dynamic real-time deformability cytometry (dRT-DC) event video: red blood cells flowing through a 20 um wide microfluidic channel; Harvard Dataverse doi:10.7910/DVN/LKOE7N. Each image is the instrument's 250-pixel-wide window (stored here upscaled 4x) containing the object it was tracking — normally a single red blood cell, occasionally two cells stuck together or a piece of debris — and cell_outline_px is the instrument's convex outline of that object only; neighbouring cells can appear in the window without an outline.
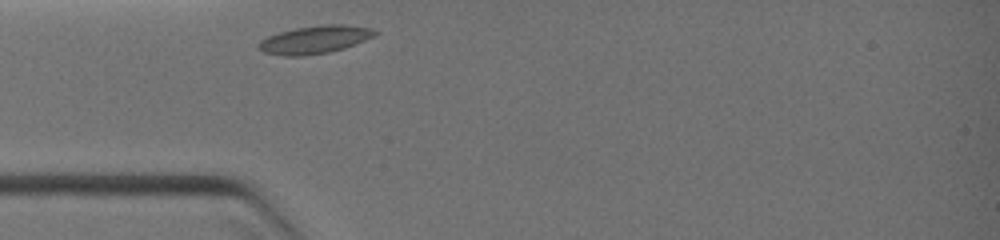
{"species": "common noctule bat (a hibernating species)", "species_latin": "Nyctalus noctula", "temperature_condition": "warm", "stored_images_in_passage": 3, "camera_frame_rate_fps": 3000, "um_per_image_px": 0.085, "animal": {"sex": "female", "body_mass_g": 19.0, "forearm_length_mm": 51.5}, "frame": {"image": 1, "passage_image": 1, "time_ms": 0.0, "image_size_px": [1000, 240], "cell_outline_px": [[380, 32], [376, 36], [344, 48], [328, 52], [304, 56], [284, 56], [264, 52], [256, 44], [260, 40], [268, 36], [280, 32], [296, 28], [324, 24], [344, 24], [372, 28]], "centroid_in_image_um": [26.79, 3.36], "position_along_channel_um": 58.2, "area_um2": 18.96}}
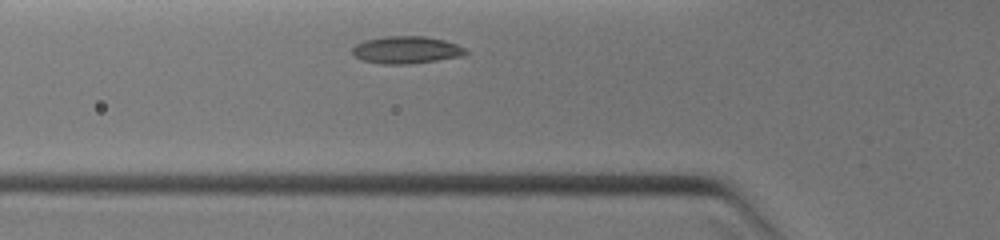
{"frame": {"image": 2, "passage_image": 3, "time_ms": 0.667, "image_size_px": [1000, 240], "cell_outline_px": [[468, 52], [464, 56], [408, 64], [384, 64], [360, 60], [352, 52], [352, 48], [356, 44], [364, 40], [384, 36], [428, 36], [444, 40], [456, 44], [464, 48]], "centroid_in_image_um": [34.53, 4.23], "position_along_channel_um": 91.3, "area_um2": 18.09}}